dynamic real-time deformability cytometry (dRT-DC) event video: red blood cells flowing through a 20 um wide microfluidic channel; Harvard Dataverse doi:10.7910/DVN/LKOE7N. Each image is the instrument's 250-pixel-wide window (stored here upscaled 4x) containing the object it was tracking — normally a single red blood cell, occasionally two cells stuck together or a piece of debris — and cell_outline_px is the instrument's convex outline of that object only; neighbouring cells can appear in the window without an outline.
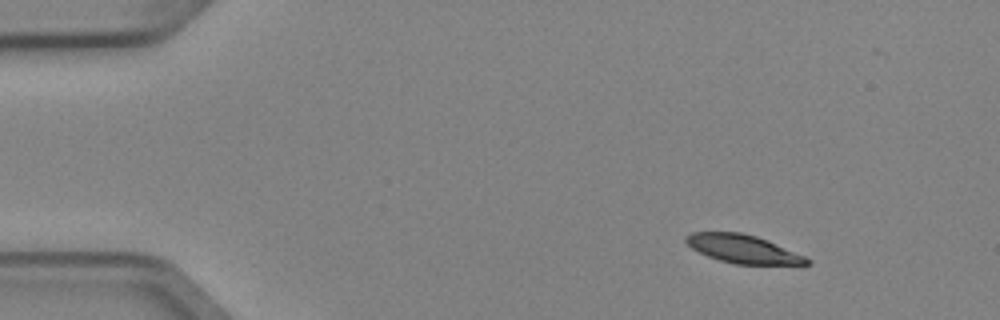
{"species": "Egyptian fruit bat (a non-hibernating species)", "species_latin": "Rousettus aegyptiacus", "temperature_condition": "cold", "stored_images_in_passage": 3, "camera_frame_rate_fps": 3000, "um_per_image_px": 0.085, "animal": {"sex": "female"}, "frame": {"image": 1, "passage_image": 1, "time_ms": 0.0, "image_size_px": [1000, 320], "cell_outline_px": [[812, 264], [736, 264], [720, 260], [708, 256], [692, 248], [684, 240], [684, 236], [692, 232], [740, 232], [756, 236], [804, 256], [812, 260]], "centroid_in_image_um": [63.12, 21.15], "position_along_channel_um": 21.9, "area_um2": 19.59}}